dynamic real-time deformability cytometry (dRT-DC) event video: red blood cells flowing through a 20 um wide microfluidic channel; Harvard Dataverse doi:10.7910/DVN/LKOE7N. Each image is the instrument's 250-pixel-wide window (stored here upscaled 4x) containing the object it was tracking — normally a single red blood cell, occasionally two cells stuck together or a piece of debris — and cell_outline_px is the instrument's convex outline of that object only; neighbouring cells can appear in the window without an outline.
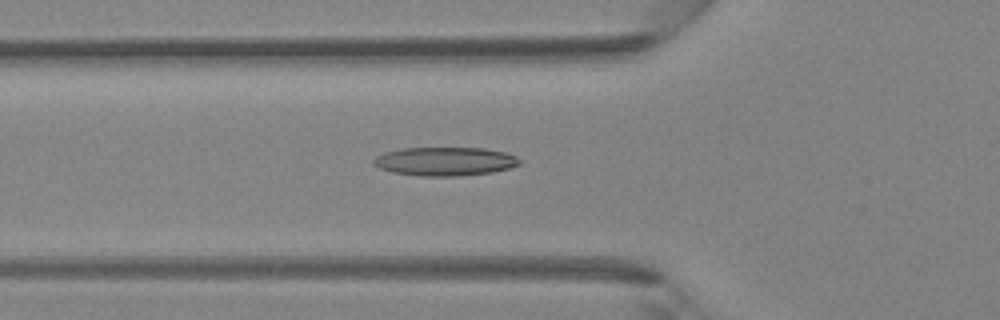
{"species": "Egyptian fruit bat (a non-hibernating species)", "species_latin": "Rousettus aegyptiacus", "temperature_condition": "room temperature", "stored_images_in_passage": 30, "camera_frame_rate_fps": 3000, "um_per_image_px": 0.085, "animal": {"sex": "female"}, "frame": {"image": 1, "passage_image": 3, "time_ms": 0.667, "image_size_px": [1000, 320], "cell_outline_px": [[520, 164], [508, 168], [492, 172], [460, 176], [420, 176], [392, 172], [380, 168], [372, 164], [372, 160], [376, 156], [384, 152], [404, 148], [484, 148], [504, 152], [516, 156], [520, 160]], "centroid_in_image_um": [37.8, 13.72], "position_along_channel_um": 88.0, "area_um2": 24.39}}
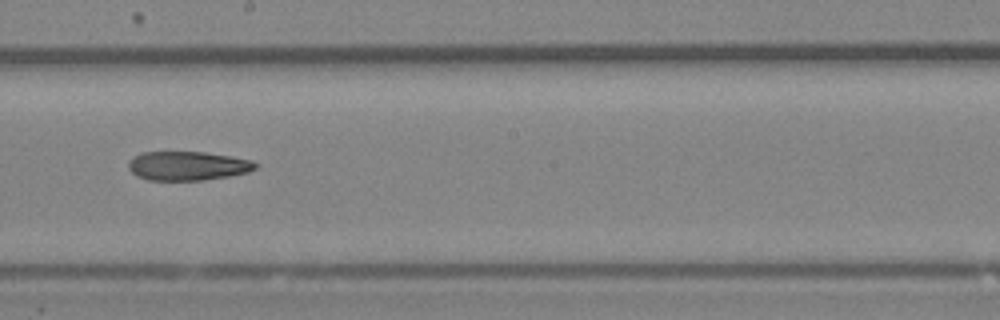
{"frame": {"image": 2, "passage_image": 12, "time_ms": 3.667, "image_size_px": [1000, 320], "cell_outline_px": [[260, 164], [256, 168], [248, 172], [228, 176], [204, 180], [148, 180], [136, 176], [128, 168], [128, 164], [132, 156], [144, 152], [204, 152], [232, 156], [252, 160]], "centroid_in_image_um": [15.96, 14.09], "position_along_channel_um": 232.2, "area_um2": 21.62}}
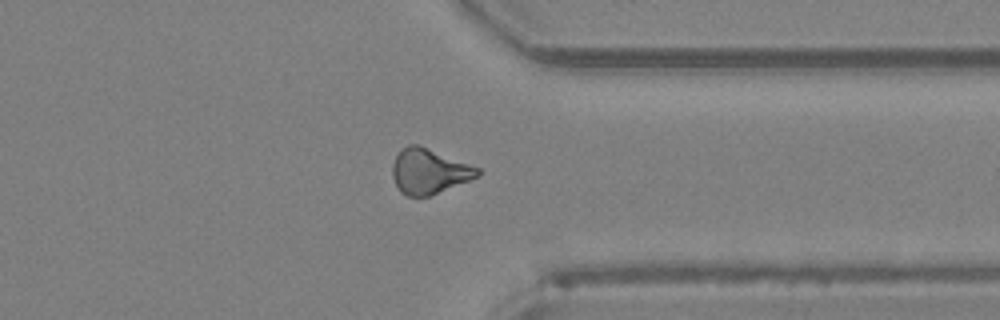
{"frame": {"image": 3, "passage_image": 21, "time_ms": 6.667, "image_size_px": [1000, 320], "cell_outline_px": [[480, 176], [428, 196], [408, 196], [400, 192], [392, 176], [392, 164], [400, 148], [408, 144], [416, 144], [480, 168]], "centroid_in_image_um": [36.44, 14.55], "position_along_channel_um": 375.0, "area_um2": 22.14}}